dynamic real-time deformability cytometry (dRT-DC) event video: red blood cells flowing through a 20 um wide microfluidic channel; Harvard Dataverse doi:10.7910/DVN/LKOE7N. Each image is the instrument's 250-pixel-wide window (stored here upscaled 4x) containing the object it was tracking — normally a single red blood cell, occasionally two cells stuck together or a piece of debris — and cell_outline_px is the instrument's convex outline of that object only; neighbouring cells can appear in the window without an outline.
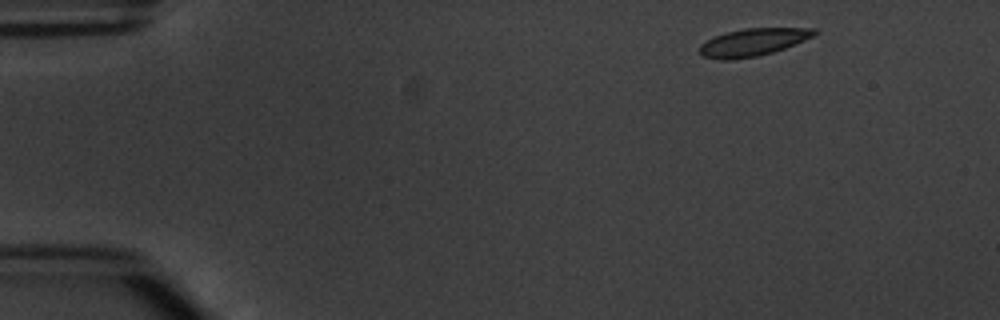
{"species": "common noctule bat (a hibernating species)", "species_latin": "Nyctalus noctula", "temperature_condition": "warm", "stored_images_in_passage": 3, "camera_frame_rate_fps": 3000, "um_per_image_px": 0.085, "animal": {"sex": "male", "body_mass_g": 20.1, "forearm_length_mm": 53.5}, "frame": {"image": 1, "passage_image": 1, "time_ms": 0.0, "image_size_px": [1000, 320], "cell_outline_px": [[816, 32], [812, 36], [804, 40], [784, 48], [772, 52], [756, 56], [732, 60], [720, 60], [700, 56], [700, 44], [724, 32], [744, 28], [816, 28]], "centroid_in_image_um": [63.95, 3.59], "position_along_channel_um": 21.1, "area_um2": 18.26}}
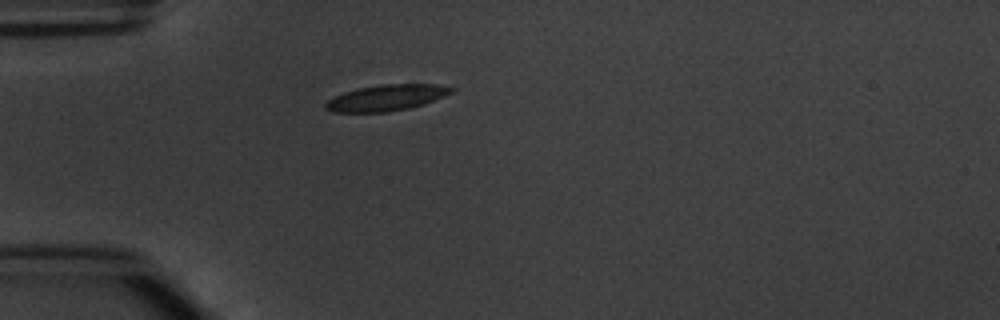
{"frame": {"image": 2, "passage_image": 3, "time_ms": 3.0, "image_size_px": [1000, 320], "cell_outline_px": [[456, 88], [452, 92], [444, 96], [424, 104], [408, 108], [388, 112], [332, 112], [324, 108], [324, 104], [328, 100], [344, 92], [360, 88], [380, 84], [436, 84]], "centroid_in_image_um": [32.85, 8.31], "position_along_channel_um": 52.2, "area_um2": 19.02}}